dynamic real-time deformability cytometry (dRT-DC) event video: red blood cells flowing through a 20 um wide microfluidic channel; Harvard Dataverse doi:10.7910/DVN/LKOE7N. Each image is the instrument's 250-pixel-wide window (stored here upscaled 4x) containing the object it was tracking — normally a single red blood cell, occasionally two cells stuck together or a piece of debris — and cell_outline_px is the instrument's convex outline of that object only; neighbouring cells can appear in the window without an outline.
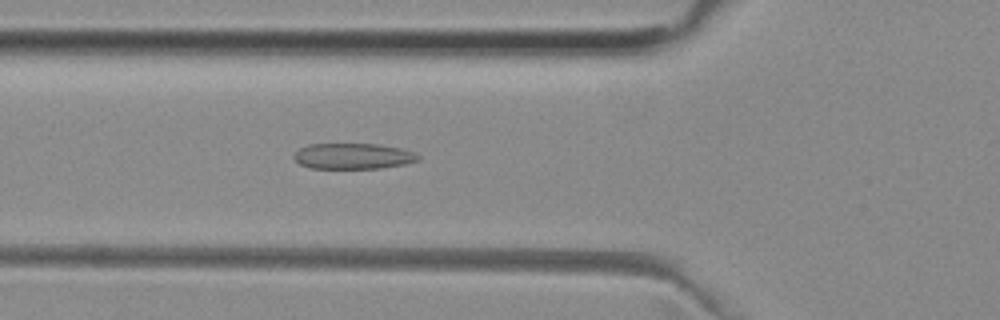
{"species": "common noctule bat (a hibernating species)", "species_latin": "Nyctalus noctula", "temperature_condition": "room temperature", "stored_images_in_passage": 50, "camera_frame_rate_fps": 3000, "um_per_image_px": 0.085, "animal": {"sex": "female", "body_mass_g": 29.2, "forearm_length_mm": 56.3}, "frame": {"image": 1, "passage_image": 17, "time_ms": 5.333, "image_size_px": [1000, 320], "cell_outline_px": [[420, 160], [404, 164], [380, 168], [312, 168], [300, 164], [292, 156], [300, 148], [308, 144], [376, 144], [400, 148], [416, 152], [420, 156]], "centroid_in_image_um": [30.04, 13.27], "position_along_channel_um": 95.8, "area_um2": 18.61}}
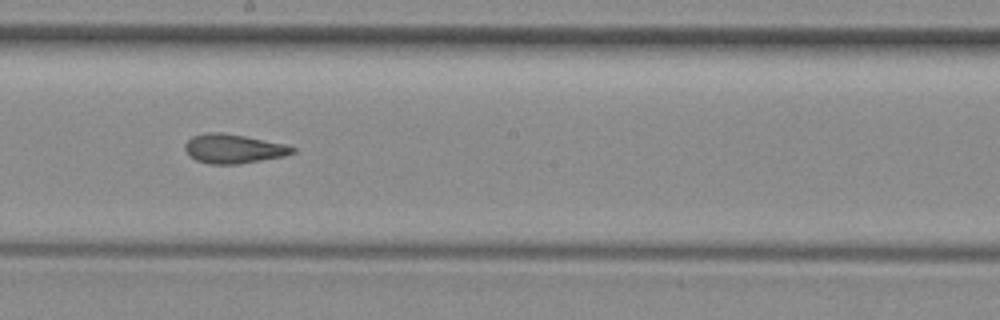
{"frame": {"image": 2, "passage_image": 27, "time_ms": 8.667, "image_size_px": [1000, 320], "cell_outline_px": [[296, 152], [284, 156], [240, 164], [208, 164], [196, 160], [188, 156], [184, 148], [184, 144], [192, 136], [204, 132], [224, 132], [288, 144], [296, 148]], "centroid_in_image_um": [19.84, 12.63], "position_along_channel_um": 228.4, "area_um2": 18.67}}
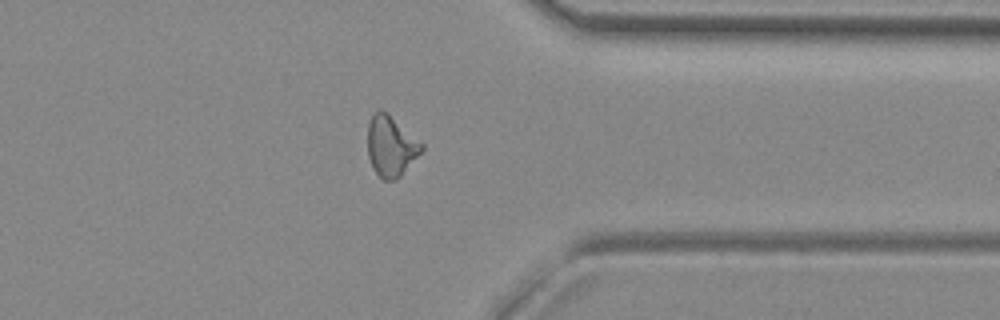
{"frame": {"image": 3, "passage_image": 39, "time_ms": 12.667, "image_size_px": [1000, 320], "cell_outline_px": [[424, 148], [400, 176], [396, 180], [384, 180], [372, 168], [368, 156], [368, 124], [372, 116], [380, 108], [424, 144]], "centroid_in_image_um": [33.21, 12.44], "position_along_channel_um": 378.2, "area_um2": 18.61}, "authors_computed_cell_mechanics": {"area_um2": 18.785, "velocity_mm_per_s": 3.9619, "shape_relaxation_time_tau1_ms": null, "shape_relaxation_time_tau2_ms": 1.451, "deformation_change_tau1": null, "deformation_change_tau2": 0.0822}}